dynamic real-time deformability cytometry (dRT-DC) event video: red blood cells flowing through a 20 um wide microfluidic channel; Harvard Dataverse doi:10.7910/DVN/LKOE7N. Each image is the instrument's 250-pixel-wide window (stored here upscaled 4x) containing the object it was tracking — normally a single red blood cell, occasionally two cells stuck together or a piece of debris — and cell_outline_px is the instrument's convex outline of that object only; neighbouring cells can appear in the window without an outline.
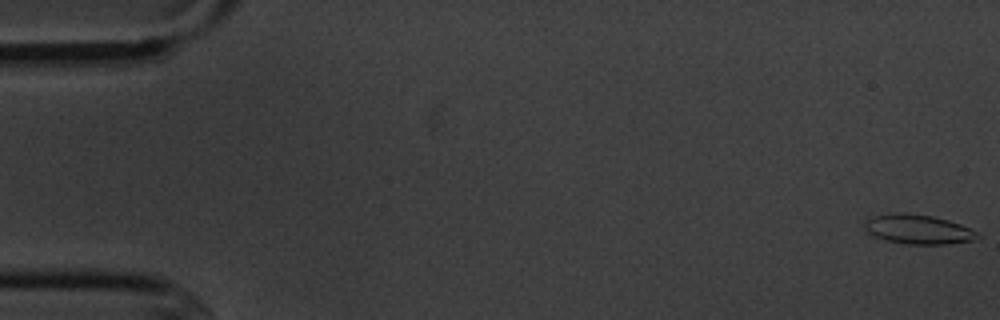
{"species": "common noctule bat (a hibernating species)", "species_latin": "Nyctalus noctula", "temperature_condition": "cold", "stored_images_in_passage": 5, "camera_frame_rate_fps": 3000, "um_per_image_px": 0.085, "animal": {"sex": "male", "body_mass_g": 20.1, "forearm_length_mm": 53.5}, "frame": {"image": 1, "passage_image": 1, "time_ms": 0.0, "image_size_px": [1000, 320], "cell_outline_px": [[984, 236], [972, 240], [948, 244], [908, 244], [884, 240], [872, 236], [864, 228], [864, 224], [872, 216], [932, 216], [948, 220], [960, 224], [980, 232]], "centroid_in_image_um": [78.14, 19.56], "position_along_channel_um": 6.9, "area_um2": 18.61}}
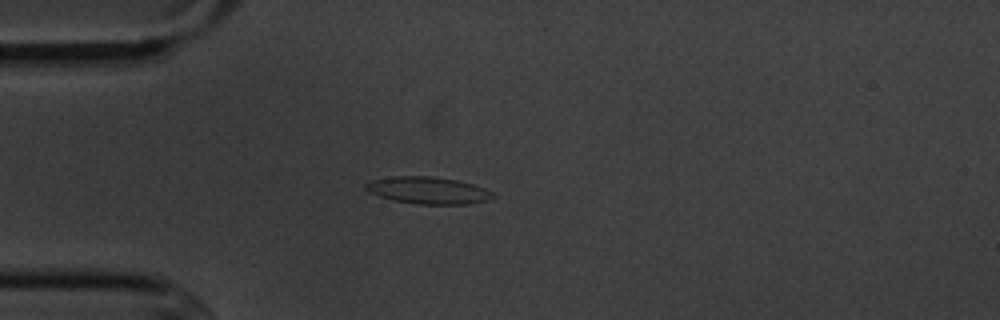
{"frame": {"image": 2, "passage_image": 5, "time_ms": 4.667, "image_size_px": [1000, 320], "cell_outline_px": [[496, 196], [488, 200], [468, 204], [416, 204], [392, 200], [368, 192], [364, 188], [364, 184], [372, 180], [396, 176], [432, 176], [456, 180], [472, 184], [484, 188], [492, 192]], "centroid_in_image_um": [36.37, 16.18], "position_along_channel_um": 48.6, "area_um2": 20.0}}